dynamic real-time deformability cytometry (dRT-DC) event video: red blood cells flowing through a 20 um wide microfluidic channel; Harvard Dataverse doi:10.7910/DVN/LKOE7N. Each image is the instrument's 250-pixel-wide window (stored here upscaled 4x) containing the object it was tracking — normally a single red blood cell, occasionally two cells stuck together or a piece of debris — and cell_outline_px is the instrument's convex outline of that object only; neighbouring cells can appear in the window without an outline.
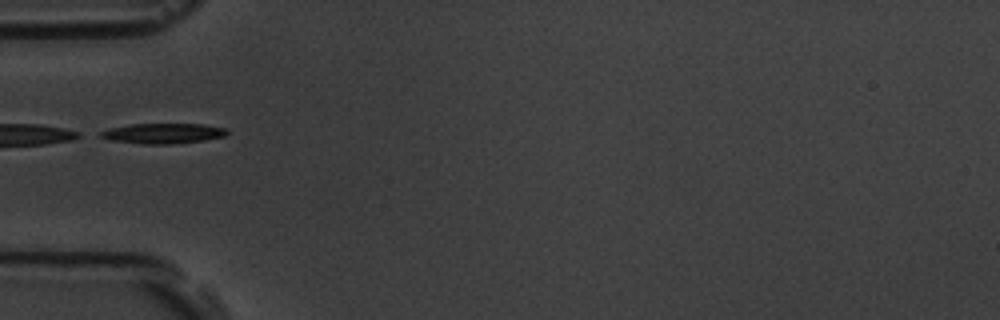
{"species": "common noctule bat (a hibernating species)", "species_latin": "Nyctalus noctula", "temperature_condition": "room temperature", "stored_images_in_passage": 1, "camera_frame_rate_fps": 3000, "um_per_image_px": 0.085, "animal": {"sex": "male", "body_mass_g": 19.5, "forearm_length_mm": 54.6}, "frame": {"image": 1, "passage_image": 1, "time_ms": 0.0, "image_size_px": [1000, 320], "cell_outline_px": [[228, 132], [224, 136], [204, 140], [172, 144], [144, 144], [112, 140], [100, 136], [100, 132], [108, 128], [132, 124], [204, 124], [224, 128]], "centroid_in_image_um": [13.85, 11.33], "position_along_channel_um": 71.1, "area_um2": 14.74}}